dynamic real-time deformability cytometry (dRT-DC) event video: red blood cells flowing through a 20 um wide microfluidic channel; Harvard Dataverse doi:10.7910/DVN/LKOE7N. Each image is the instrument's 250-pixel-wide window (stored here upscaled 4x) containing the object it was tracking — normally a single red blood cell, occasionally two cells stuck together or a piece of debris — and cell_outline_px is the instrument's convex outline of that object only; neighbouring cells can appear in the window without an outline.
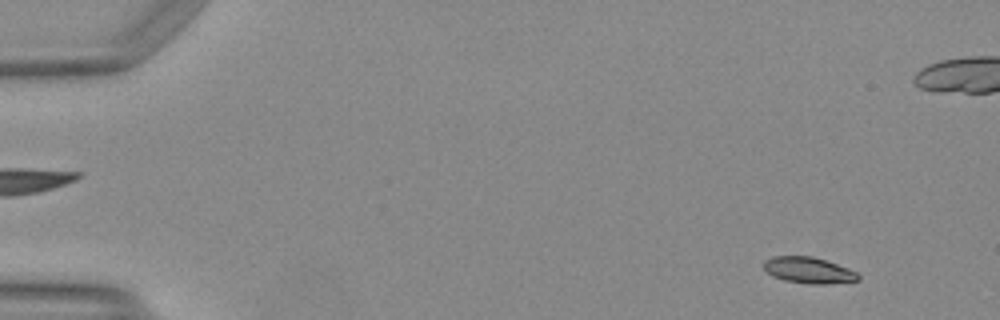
{"species": "Egyptian fruit bat (a non-hibernating species)", "species_latin": "Rousettus aegyptiacus", "temperature_condition": "warm", "stored_images_in_passage": 24, "camera_frame_rate_fps": 3000, "um_per_image_px": 0.085, "animal": {"sex": "female"}, "frame": {"image": 1, "passage_image": 4, "time_ms": 1.0, "image_size_px": [1000, 320], "cell_outline_px": [[860, 280], [824, 284], [812, 284], [784, 280], [772, 276], [764, 268], [764, 260], [772, 256], [812, 256], [848, 268], [856, 272], [860, 276]], "centroid_in_image_um": [68.72, 22.96], "position_along_channel_um": 16.3, "area_um2": 14.28}}
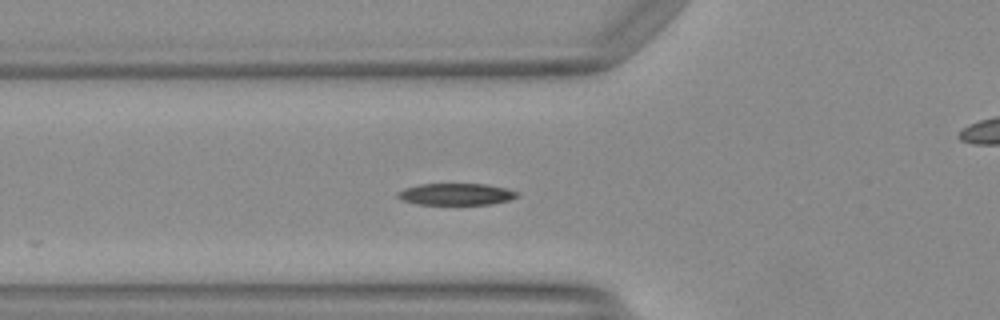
{"frame": {"image": 2, "passage_image": 18, "time_ms": 5.667, "image_size_px": [1000, 320], "cell_outline_px": [[516, 196], [508, 200], [492, 204], [416, 204], [400, 200], [396, 196], [396, 192], [404, 188], [420, 184], [484, 184], [504, 188], [516, 192]], "centroid_in_image_um": [38.65, 16.51], "position_along_channel_um": 87.1, "area_um2": 14.97}}